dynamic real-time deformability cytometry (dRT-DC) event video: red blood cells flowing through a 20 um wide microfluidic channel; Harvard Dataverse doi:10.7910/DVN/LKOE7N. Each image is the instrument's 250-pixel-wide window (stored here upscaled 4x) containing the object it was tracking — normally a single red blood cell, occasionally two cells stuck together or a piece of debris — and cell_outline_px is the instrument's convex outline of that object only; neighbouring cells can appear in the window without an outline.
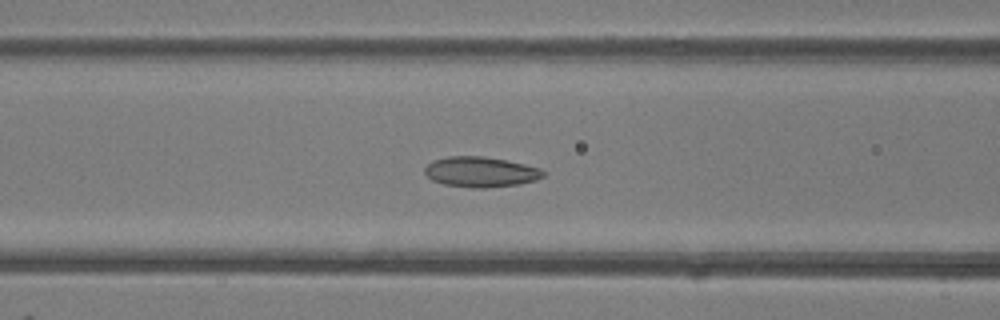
{"species": "common noctule bat (a hibernating species)", "species_latin": "Nyctalus noctula", "temperature_condition": "room temperature", "stored_images_in_passage": 49, "camera_frame_rate_fps": 3000, "um_per_image_px": 0.085, "animal": {"sex": "female"}, "frame": {"image": 1, "passage_image": 20, "time_ms": 6.333, "image_size_px": [1000, 320], "cell_outline_px": [[544, 176], [536, 180], [520, 184], [484, 188], [472, 188], [444, 184], [432, 180], [424, 172], [424, 168], [432, 160], [448, 156], [484, 156], [524, 164], [540, 168], [544, 172]], "centroid_in_image_um": [40.84, 14.61], "position_along_channel_um": 125.8, "area_um2": 20.92}}
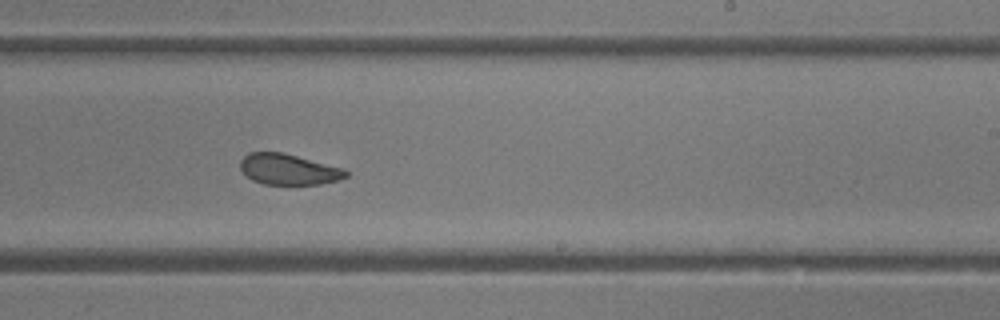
{"frame": {"image": 2, "passage_image": 30, "time_ms": 9.667, "image_size_px": [1000, 320], "cell_outline_px": [[348, 176], [336, 180], [320, 184], [264, 184], [252, 180], [240, 168], [240, 160], [248, 152], [284, 152], [344, 168], [348, 172]], "centroid_in_image_um": [24.52, 14.38], "position_along_channel_um": 264.5, "area_um2": 18.96}}
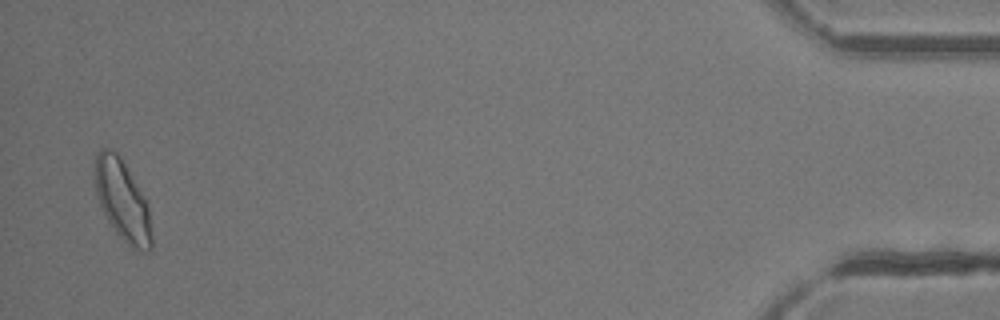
{"frame": {"image": 3, "passage_image": 48, "time_ms": 15.667, "image_size_px": [1000, 320], "cell_outline_px": [[152, 248], [148, 252], [132, 252], [116, 232], [108, 220], [96, 196], [92, 172], [92, 164], [96, 152], [100, 148], [108, 148], [116, 152], [124, 164], [148, 204], [152, 236]], "centroid_in_image_um": [10.37, 17.07], "position_along_channel_um": 424.8, "area_um2": 27.22}, "authors_computed_cell_mechanics": {"area_um2": 21.675, "velocity_mm_per_s": 4.1803, "shape_relaxation_time_tau1_ms": 8.1994, "shape_relaxation_time_tau2_ms": 1.4946, "deformation_change_tau1": 0.1577, "deformation_change_tau2": 0.065}}